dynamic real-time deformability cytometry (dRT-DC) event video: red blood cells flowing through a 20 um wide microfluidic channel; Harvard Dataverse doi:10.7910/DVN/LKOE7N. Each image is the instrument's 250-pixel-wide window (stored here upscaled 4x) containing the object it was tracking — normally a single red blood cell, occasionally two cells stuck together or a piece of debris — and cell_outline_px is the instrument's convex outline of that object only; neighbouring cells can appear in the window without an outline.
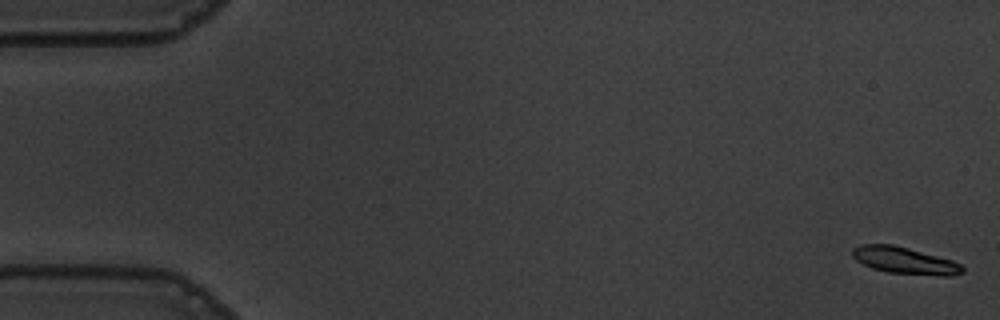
{"species": "common noctule bat (a hibernating species)", "species_latin": "Nyctalus noctula", "temperature_condition": "warm", "stored_images_in_passage": 57, "camera_frame_rate_fps": 3000, "um_per_image_px": 0.085, "animal": {"sex": "male", "body_mass_g": 19.5, "forearm_length_mm": 54.6}, "frame": {"image": 1, "passage_image": 1, "time_ms": 0.0, "image_size_px": [1000, 320], "cell_outline_px": [[964, 272], [952, 276], [944, 276], [888, 272], [872, 268], [856, 260], [852, 256], [852, 248], [860, 244], [892, 244], [908, 248], [952, 260], [960, 264], [964, 268]], "centroid_in_image_um": [76.89, 22.14], "position_along_channel_um": 8.1, "area_um2": 17.11}}
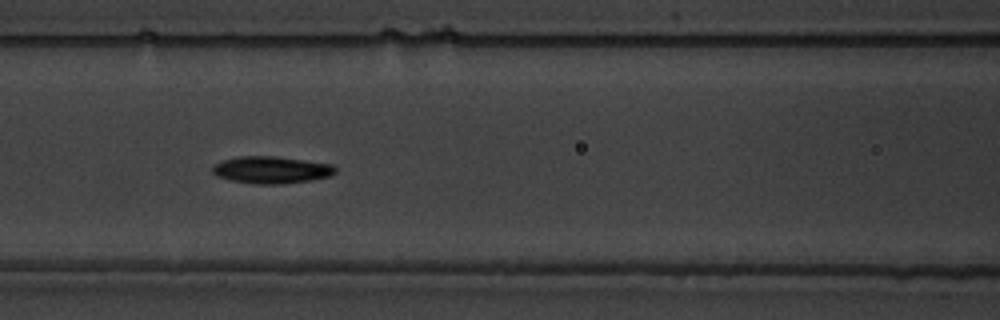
{"frame": {"image": 2, "passage_image": 24, "time_ms": 7.667, "image_size_px": [1000, 320], "cell_outline_px": [[336, 172], [328, 176], [308, 180], [284, 184], [256, 184], [232, 180], [216, 176], [212, 172], [212, 164], [224, 160], [240, 156], [272, 156], [332, 164], [336, 168]], "centroid_in_image_um": [23.02, 14.44], "position_along_channel_um": 143.6, "area_um2": 19.19}}
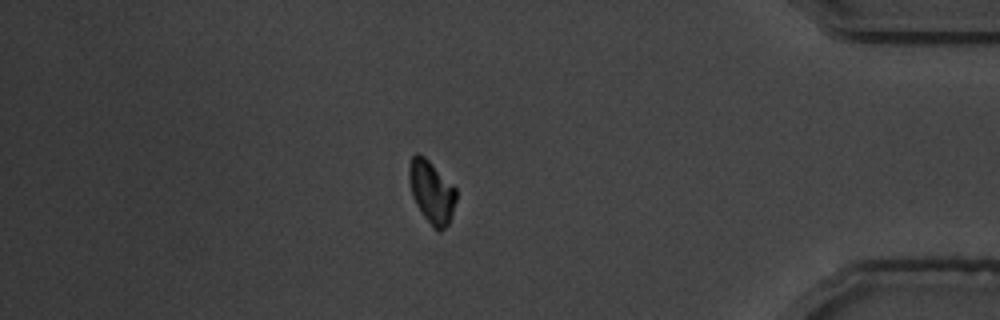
{"frame": {"image": 3, "passage_image": 48, "time_ms": 15.667, "image_size_px": [1000, 320], "cell_outline_px": [[456, 200], [448, 224], [440, 232], [432, 228], [416, 204], [412, 196], [408, 180], [408, 168], [412, 156], [416, 152], [424, 156], [456, 188]], "centroid_in_image_um": [36.66, 16.31], "position_along_channel_um": 398.5, "area_um2": 17.11}}